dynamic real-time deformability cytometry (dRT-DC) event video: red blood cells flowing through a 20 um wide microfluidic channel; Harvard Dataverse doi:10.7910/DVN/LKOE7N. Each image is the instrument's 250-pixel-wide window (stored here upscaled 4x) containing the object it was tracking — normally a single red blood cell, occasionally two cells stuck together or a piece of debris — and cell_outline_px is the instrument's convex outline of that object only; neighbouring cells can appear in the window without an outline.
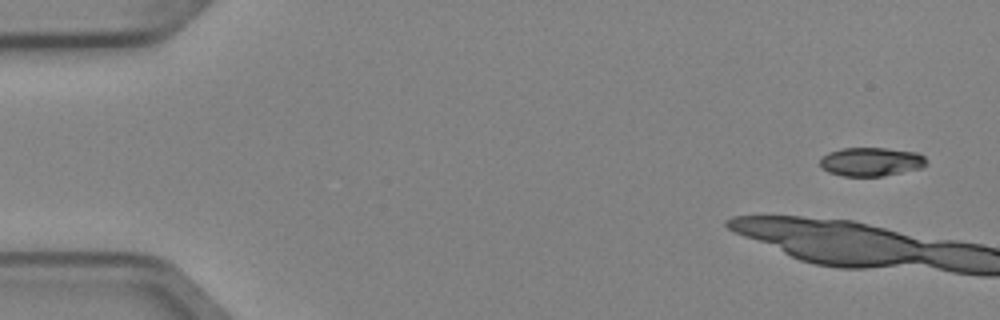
{"species": "Egyptian fruit bat (a non-hibernating species)", "species_latin": "Rousettus aegyptiacus", "temperature_condition": "cold", "stored_images_in_passage": 4, "camera_frame_rate_fps": 3000, "um_per_image_px": 0.085, "animal": {"sex": "female"}, "frame": {"image": 1, "passage_image": 1, "time_ms": 0.0, "image_size_px": [1000, 320], "cell_outline_px": [[928, 164], [920, 168], [884, 176], [844, 176], [828, 172], [820, 168], [820, 156], [828, 152], [840, 148], [884, 148], [916, 152], [924, 156]], "centroid_in_image_um": [74.0, 13.74], "position_along_channel_um": 11.0, "area_um2": 17.98}}